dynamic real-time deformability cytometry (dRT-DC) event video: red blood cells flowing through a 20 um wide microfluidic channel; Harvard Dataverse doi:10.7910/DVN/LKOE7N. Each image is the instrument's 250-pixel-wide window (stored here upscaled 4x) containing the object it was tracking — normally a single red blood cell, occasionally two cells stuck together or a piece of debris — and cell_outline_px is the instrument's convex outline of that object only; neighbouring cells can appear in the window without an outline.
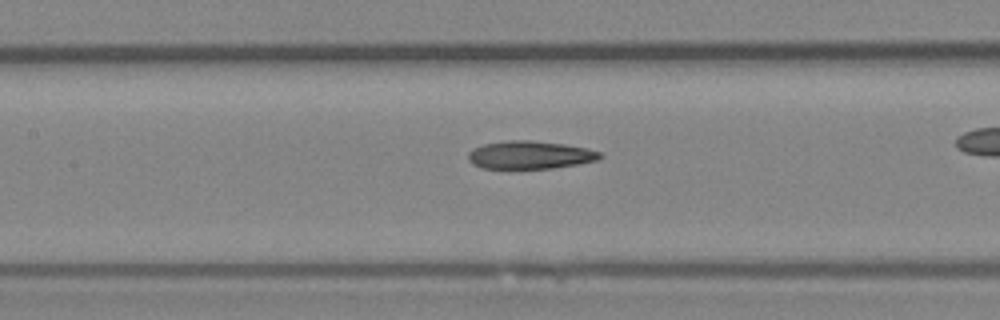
{"species": "Egyptian fruit bat (a non-hibernating species)", "species_latin": "Rousettus aegyptiacus", "temperature_condition": "room temperature", "stored_images_in_passage": 39, "camera_frame_rate_fps": 3000, "um_per_image_px": 0.085, "animal": {"sex": "female"}, "frame": {"image": 1, "passage_image": 23, "time_ms": 7.333, "image_size_px": [1000, 320], "cell_outline_px": [[604, 156], [596, 160], [576, 164], [552, 168], [480, 168], [472, 164], [468, 160], [468, 152], [472, 148], [484, 144], [504, 140], [532, 140], [564, 144], [588, 148], [600, 152]], "centroid_in_image_um": [45.01, 13.16], "position_along_channel_um": 162.4, "area_um2": 21.56}}